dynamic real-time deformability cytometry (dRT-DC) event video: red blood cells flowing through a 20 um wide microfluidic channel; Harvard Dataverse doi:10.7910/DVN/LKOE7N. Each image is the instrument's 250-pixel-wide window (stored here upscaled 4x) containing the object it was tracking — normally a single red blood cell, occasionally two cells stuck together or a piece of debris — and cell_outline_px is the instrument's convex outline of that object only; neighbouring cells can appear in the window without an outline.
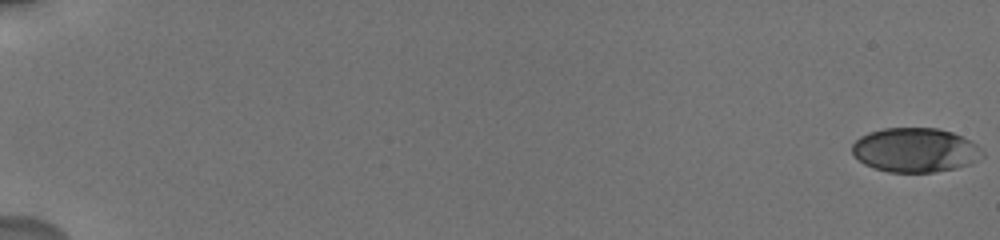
{"species": "human", "species_latin": "Homo sapiens", "temperature_condition": "cold", "stored_images_in_passage": 12, "camera_frame_rate_fps": 3000, "um_per_image_px": 0.085, "donor": {"sex": "male"}, "frame": {"image": 1, "passage_image": 1, "time_ms": 0.0, "image_size_px": [1000, 240], "cell_outline_px": [[984, 156], [968, 164], [956, 168], [932, 172], [888, 172], [864, 164], [852, 152], [852, 144], [860, 136], [868, 132], [884, 128], [936, 128], [952, 132], [976, 144], [984, 152]], "centroid_in_image_um": [77.78, 12.75], "position_along_channel_um": 7.2, "area_um2": 33.41}}
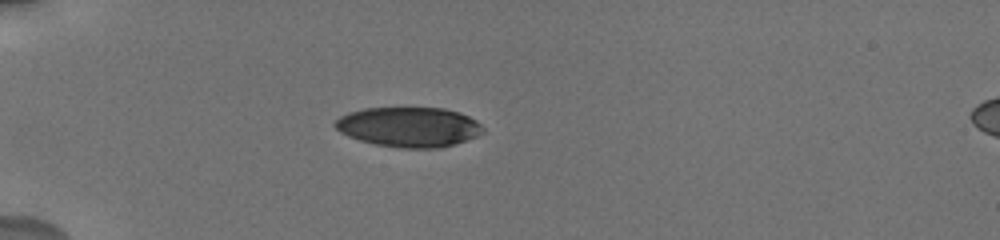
{"frame": {"image": 2, "passage_image": 9, "time_ms": 6.0, "image_size_px": [1000, 240], "cell_outline_px": [[484, 132], [476, 136], [440, 148], [400, 148], [376, 144], [360, 140], [348, 136], [340, 132], [332, 124], [340, 116], [348, 112], [364, 108], [444, 108], [460, 112], [476, 120], [484, 128]], "centroid_in_image_um": [34.74, 10.78], "position_along_channel_um": 50.3, "area_um2": 34.33}}
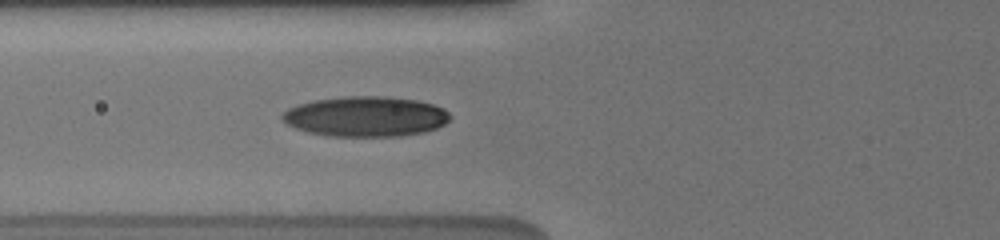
{"frame": {"image": 3, "passage_image": 12, "time_ms": 8.0, "image_size_px": [1000, 240], "cell_outline_px": [[452, 116], [444, 124], [436, 128], [424, 132], [400, 136], [328, 136], [308, 132], [296, 128], [280, 120], [280, 116], [288, 108], [296, 104], [312, 100], [344, 96], [384, 96], [416, 100], [432, 104], [444, 108]], "centroid_in_image_um": [31.05, 9.89], "position_along_channel_um": 94.7, "area_um2": 39.54}}